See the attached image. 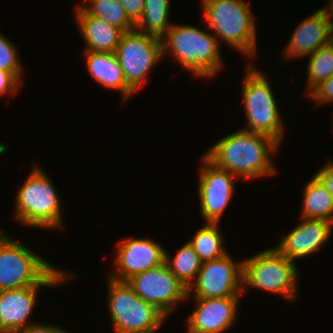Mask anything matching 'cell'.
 <instances>
[{
    "instance_id": "4316f807",
    "label": "cell",
    "mask_w": 333,
    "mask_h": 333,
    "mask_svg": "<svg viewBox=\"0 0 333 333\" xmlns=\"http://www.w3.org/2000/svg\"><path fill=\"white\" fill-rule=\"evenodd\" d=\"M308 94V97L312 98L315 104L324 105L326 103H333V75L320 82Z\"/></svg>"
},
{
    "instance_id": "5b68a950",
    "label": "cell",
    "mask_w": 333,
    "mask_h": 333,
    "mask_svg": "<svg viewBox=\"0 0 333 333\" xmlns=\"http://www.w3.org/2000/svg\"><path fill=\"white\" fill-rule=\"evenodd\" d=\"M33 164L17 192L14 217L21 225L29 228H63V209L56 187L44 169Z\"/></svg>"
},
{
    "instance_id": "9c48e42d",
    "label": "cell",
    "mask_w": 333,
    "mask_h": 333,
    "mask_svg": "<svg viewBox=\"0 0 333 333\" xmlns=\"http://www.w3.org/2000/svg\"><path fill=\"white\" fill-rule=\"evenodd\" d=\"M115 54L127 85L136 93L152 67L163 58L162 40L136 30L124 32Z\"/></svg>"
},
{
    "instance_id": "ffe728a7",
    "label": "cell",
    "mask_w": 333,
    "mask_h": 333,
    "mask_svg": "<svg viewBox=\"0 0 333 333\" xmlns=\"http://www.w3.org/2000/svg\"><path fill=\"white\" fill-rule=\"evenodd\" d=\"M302 209L300 218L322 219L333 223V197L326 187L314 175L302 191Z\"/></svg>"
},
{
    "instance_id": "4dcf8cb0",
    "label": "cell",
    "mask_w": 333,
    "mask_h": 333,
    "mask_svg": "<svg viewBox=\"0 0 333 333\" xmlns=\"http://www.w3.org/2000/svg\"><path fill=\"white\" fill-rule=\"evenodd\" d=\"M315 176L321 181L328 193L333 197V162L330 160L327 164L323 165Z\"/></svg>"
},
{
    "instance_id": "8992f818",
    "label": "cell",
    "mask_w": 333,
    "mask_h": 333,
    "mask_svg": "<svg viewBox=\"0 0 333 333\" xmlns=\"http://www.w3.org/2000/svg\"><path fill=\"white\" fill-rule=\"evenodd\" d=\"M299 274L296 262L271 247L243 259V291L251 287L293 302L299 291Z\"/></svg>"
},
{
    "instance_id": "d4e9b609",
    "label": "cell",
    "mask_w": 333,
    "mask_h": 333,
    "mask_svg": "<svg viewBox=\"0 0 333 333\" xmlns=\"http://www.w3.org/2000/svg\"><path fill=\"white\" fill-rule=\"evenodd\" d=\"M306 91L333 75V40L308 56Z\"/></svg>"
},
{
    "instance_id": "4fadbf2b",
    "label": "cell",
    "mask_w": 333,
    "mask_h": 333,
    "mask_svg": "<svg viewBox=\"0 0 333 333\" xmlns=\"http://www.w3.org/2000/svg\"><path fill=\"white\" fill-rule=\"evenodd\" d=\"M115 270L109 273L110 279L126 282L136 274L156 268L165 262L162 244L143 237H127L116 246Z\"/></svg>"
},
{
    "instance_id": "7402d4cb",
    "label": "cell",
    "mask_w": 333,
    "mask_h": 333,
    "mask_svg": "<svg viewBox=\"0 0 333 333\" xmlns=\"http://www.w3.org/2000/svg\"><path fill=\"white\" fill-rule=\"evenodd\" d=\"M165 263L187 289L196 281L202 266L200 257L188 242L177 250L174 257L165 250Z\"/></svg>"
},
{
    "instance_id": "44dd1931",
    "label": "cell",
    "mask_w": 333,
    "mask_h": 333,
    "mask_svg": "<svg viewBox=\"0 0 333 333\" xmlns=\"http://www.w3.org/2000/svg\"><path fill=\"white\" fill-rule=\"evenodd\" d=\"M171 0H145L142 17L135 25V30L162 40L170 23Z\"/></svg>"
},
{
    "instance_id": "9a60e30c",
    "label": "cell",
    "mask_w": 333,
    "mask_h": 333,
    "mask_svg": "<svg viewBox=\"0 0 333 333\" xmlns=\"http://www.w3.org/2000/svg\"><path fill=\"white\" fill-rule=\"evenodd\" d=\"M302 219L275 248L292 261L318 252L332 237L333 223L322 219Z\"/></svg>"
},
{
    "instance_id": "52a82bcc",
    "label": "cell",
    "mask_w": 333,
    "mask_h": 333,
    "mask_svg": "<svg viewBox=\"0 0 333 333\" xmlns=\"http://www.w3.org/2000/svg\"><path fill=\"white\" fill-rule=\"evenodd\" d=\"M242 85V102L247 125L243 130L272 137L279 144L283 141L284 121L267 79L268 74L248 63Z\"/></svg>"
},
{
    "instance_id": "277c9868",
    "label": "cell",
    "mask_w": 333,
    "mask_h": 333,
    "mask_svg": "<svg viewBox=\"0 0 333 333\" xmlns=\"http://www.w3.org/2000/svg\"><path fill=\"white\" fill-rule=\"evenodd\" d=\"M200 3L202 18L219 44L224 41L250 59L257 55L256 24L249 2L201 0Z\"/></svg>"
},
{
    "instance_id": "30bf717a",
    "label": "cell",
    "mask_w": 333,
    "mask_h": 333,
    "mask_svg": "<svg viewBox=\"0 0 333 333\" xmlns=\"http://www.w3.org/2000/svg\"><path fill=\"white\" fill-rule=\"evenodd\" d=\"M235 261L227 253L221 258L202 262L196 281L188 289L186 300L193 295L192 298L242 297L243 261Z\"/></svg>"
},
{
    "instance_id": "ac0fdd59",
    "label": "cell",
    "mask_w": 333,
    "mask_h": 333,
    "mask_svg": "<svg viewBox=\"0 0 333 333\" xmlns=\"http://www.w3.org/2000/svg\"><path fill=\"white\" fill-rule=\"evenodd\" d=\"M73 10L80 36L86 43L85 51L115 53L124 32L102 18L89 15L79 4Z\"/></svg>"
},
{
    "instance_id": "e0dca14e",
    "label": "cell",
    "mask_w": 333,
    "mask_h": 333,
    "mask_svg": "<svg viewBox=\"0 0 333 333\" xmlns=\"http://www.w3.org/2000/svg\"><path fill=\"white\" fill-rule=\"evenodd\" d=\"M294 29L288 43L281 51L285 60L308 58L310 54L333 40V32L322 8L303 19Z\"/></svg>"
},
{
    "instance_id": "2e32d148",
    "label": "cell",
    "mask_w": 333,
    "mask_h": 333,
    "mask_svg": "<svg viewBox=\"0 0 333 333\" xmlns=\"http://www.w3.org/2000/svg\"><path fill=\"white\" fill-rule=\"evenodd\" d=\"M59 284H38L0 291V333H15L35 323L30 315L36 305L41 287H55ZM30 320V321H29Z\"/></svg>"
},
{
    "instance_id": "603a6c76",
    "label": "cell",
    "mask_w": 333,
    "mask_h": 333,
    "mask_svg": "<svg viewBox=\"0 0 333 333\" xmlns=\"http://www.w3.org/2000/svg\"><path fill=\"white\" fill-rule=\"evenodd\" d=\"M219 223L205 222L196 230L193 239L187 242L193 247L202 262L211 261L225 256L228 252L223 247V236Z\"/></svg>"
},
{
    "instance_id": "1f68e13d",
    "label": "cell",
    "mask_w": 333,
    "mask_h": 333,
    "mask_svg": "<svg viewBox=\"0 0 333 333\" xmlns=\"http://www.w3.org/2000/svg\"><path fill=\"white\" fill-rule=\"evenodd\" d=\"M322 9L325 11L327 15L330 29L333 32V0H329L328 6L326 5Z\"/></svg>"
},
{
    "instance_id": "f1b7e54d",
    "label": "cell",
    "mask_w": 333,
    "mask_h": 333,
    "mask_svg": "<svg viewBox=\"0 0 333 333\" xmlns=\"http://www.w3.org/2000/svg\"><path fill=\"white\" fill-rule=\"evenodd\" d=\"M19 87L21 82L12 73L0 69V97L16 94Z\"/></svg>"
},
{
    "instance_id": "ba28073f",
    "label": "cell",
    "mask_w": 333,
    "mask_h": 333,
    "mask_svg": "<svg viewBox=\"0 0 333 333\" xmlns=\"http://www.w3.org/2000/svg\"><path fill=\"white\" fill-rule=\"evenodd\" d=\"M107 288L113 333H155L168 318L139 297L127 282L108 277Z\"/></svg>"
},
{
    "instance_id": "3957f363",
    "label": "cell",
    "mask_w": 333,
    "mask_h": 333,
    "mask_svg": "<svg viewBox=\"0 0 333 333\" xmlns=\"http://www.w3.org/2000/svg\"><path fill=\"white\" fill-rule=\"evenodd\" d=\"M220 45L212 32L187 24L173 23L162 39L163 56L170 53L196 78H210L223 68Z\"/></svg>"
},
{
    "instance_id": "f546056e",
    "label": "cell",
    "mask_w": 333,
    "mask_h": 333,
    "mask_svg": "<svg viewBox=\"0 0 333 333\" xmlns=\"http://www.w3.org/2000/svg\"><path fill=\"white\" fill-rule=\"evenodd\" d=\"M15 333H70L60 326H55L54 324H47L42 322H35L30 324L25 329L15 332Z\"/></svg>"
},
{
    "instance_id": "83f0119b",
    "label": "cell",
    "mask_w": 333,
    "mask_h": 333,
    "mask_svg": "<svg viewBox=\"0 0 333 333\" xmlns=\"http://www.w3.org/2000/svg\"><path fill=\"white\" fill-rule=\"evenodd\" d=\"M125 10L129 20L136 25L142 17L145 0H117Z\"/></svg>"
},
{
    "instance_id": "8fae6325",
    "label": "cell",
    "mask_w": 333,
    "mask_h": 333,
    "mask_svg": "<svg viewBox=\"0 0 333 333\" xmlns=\"http://www.w3.org/2000/svg\"><path fill=\"white\" fill-rule=\"evenodd\" d=\"M133 291L147 303L156 306L167 317L177 303L186 301L188 289L162 265L136 274L126 281Z\"/></svg>"
},
{
    "instance_id": "d6986e66",
    "label": "cell",
    "mask_w": 333,
    "mask_h": 333,
    "mask_svg": "<svg viewBox=\"0 0 333 333\" xmlns=\"http://www.w3.org/2000/svg\"><path fill=\"white\" fill-rule=\"evenodd\" d=\"M86 67L90 76L103 88L120 91L123 103L135 92L127 85L115 53L86 51Z\"/></svg>"
},
{
    "instance_id": "5bb4252c",
    "label": "cell",
    "mask_w": 333,
    "mask_h": 333,
    "mask_svg": "<svg viewBox=\"0 0 333 333\" xmlns=\"http://www.w3.org/2000/svg\"><path fill=\"white\" fill-rule=\"evenodd\" d=\"M241 297L193 298L196 307L188 316L187 333H224L237 320Z\"/></svg>"
},
{
    "instance_id": "7c38bea8",
    "label": "cell",
    "mask_w": 333,
    "mask_h": 333,
    "mask_svg": "<svg viewBox=\"0 0 333 333\" xmlns=\"http://www.w3.org/2000/svg\"><path fill=\"white\" fill-rule=\"evenodd\" d=\"M198 175L200 214L204 222L221 223L220 218L234 197L235 184L239 178L227 170L217 168L204 156Z\"/></svg>"
},
{
    "instance_id": "7a4b0ae2",
    "label": "cell",
    "mask_w": 333,
    "mask_h": 333,
    "mask_svg": "<svg viewBox=\"0 0 333 333\" xmlns=\"http://www.w3.org/2000/svg\"><path fill=\"white\" fill-rule=\"evenodd\" d=\"M73 276L0 230V291L38 284H65Z\"/></svg>"
},
{
    "instance_id": "484cf974",
    "label": "cell",
    "mask_w": 333,
    "mask_h": 333,
    "mask_svg": "<svg viewBox=\"0 0 333 333\" xmlns=\"http://www.w3.org/2000/svg\"><path fill=\"white\" fill-rule=\"evenodd\" d=\"M15 46L8 37L0 32V69L12 73L21 82L23 68Z\"/></svg>"
},
{
    "instance_id": "cb8c5ba5",
    "label": "cell",
    "mask_w": 333,
    "mask_h": 333,
    "mask_svg": "<svg viewBox=\"0 0 333 333\" xmlns=\"http://www.w3.org/2000/svg\"><path fill=\"white\" fill-rule=\"evenodd\" d=\"M80 6L89 15L102 18L123 32L135 30V25L129 20L125 10L117 0H83Z\"/></svg>"
},
{
    "instance_id": "6da1fadb",
    "label": "cell",
    "mask_w": 333,
    "mask_h": 333,
    "mask_svg": "<svg viewBox=\"0 0 333 333\" xmlns=\"http://www.w3.org/2000/svg\"><path fill=\"white\" fill-rule=\"evenodd\" d=\"M280 146L272 137L241 129L218 140L204 157L239 179L251 180L276 173L271 154Z\"/></svg>"
}]
</instances>
